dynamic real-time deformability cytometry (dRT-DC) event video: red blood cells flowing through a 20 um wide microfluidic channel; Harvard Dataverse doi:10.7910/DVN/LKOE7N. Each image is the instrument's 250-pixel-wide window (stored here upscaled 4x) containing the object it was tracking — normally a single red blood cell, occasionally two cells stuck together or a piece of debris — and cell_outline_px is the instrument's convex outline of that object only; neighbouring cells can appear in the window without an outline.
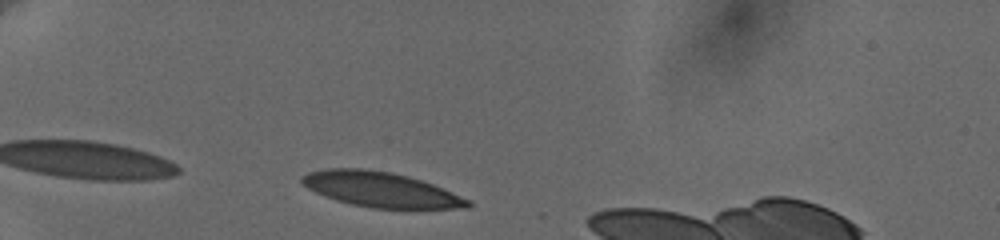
{"species": "human", "species_latin": "Homo sapiens", "temperature_condition": "cold", "stored_images_in_passage": 51, "camera_frame_rate_fps": 3000, "um_per_image_px": 0.085, "donor": {"sex": "female"}, "frame": {"image": 1, "passage_image": 5, "time_ms": 1.0, "image_size_px": [1000, 240], "cell_outline_px": [[472, 204], [468, 208], [372, 208], [352, 204], [336, 200], [324, 196], [308, 188], [300, 180], [300, 176], [308, 172], [328, 168], [364, 168], [392, 172], [408, 176], [432, 184], [472, 200]], "centroid_in_image_um": [32.36, 16.1], "position_along_channel_um": 52.6, "area_um2": 33.81}}
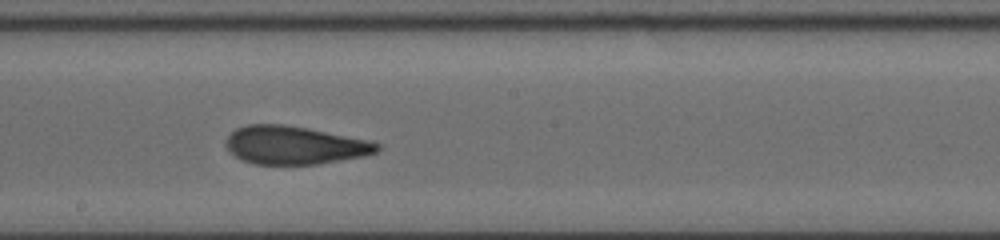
{"frame": {"image": 2, "passage_image": 28, "time_ms": 6.667, "image_size_px": [1000, 240], "cell_outline_px": [[380, 148], [376, 152], [364, 156], [316, 164], [256, 164], [240, 160], [228, 152], [224, 144], [224, 140], [236, 128], [248, 124], [284, 124], [308, 128], [364, 140], [380, 144]], "centroid_in_image_um": [24.94, 12.34], "position_along_channel_um": 223.3, "area_um2": 33.52}}
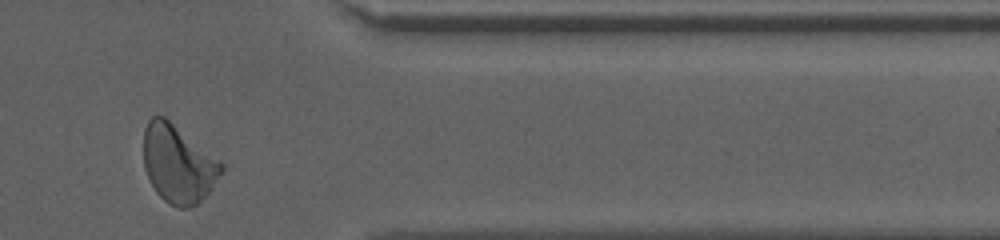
{"frame": {"image": 3, "passage_image": 50, "time_ms": 11.667, "image_size_px": [1000, 240], "cell_outline_px": [[224, 168], [212, 188], [196, 204], [188, 208], [176, 208], [168, 204], [156, 192], [144, 168], [144, 128], [148, 120], [152, 116], [164, 116], [220, 160], [224, 164]], "centroid_in_image_um": [15.13, 13.93], "position_along_channel_um": 396.3, "area_um2": 35.14}, "authors_computed_cell_mechanics": {"area_um2": 33.9286, "velocity_mm_per_s": 3.641, "shape_relaxation_time_tau1_ms": 6.1177, "shape_relaxation_time_tau2_ms": 1.6782, "deformation_change_tau1": 0.1802, "deformation_change_tau2": 0.0836}}